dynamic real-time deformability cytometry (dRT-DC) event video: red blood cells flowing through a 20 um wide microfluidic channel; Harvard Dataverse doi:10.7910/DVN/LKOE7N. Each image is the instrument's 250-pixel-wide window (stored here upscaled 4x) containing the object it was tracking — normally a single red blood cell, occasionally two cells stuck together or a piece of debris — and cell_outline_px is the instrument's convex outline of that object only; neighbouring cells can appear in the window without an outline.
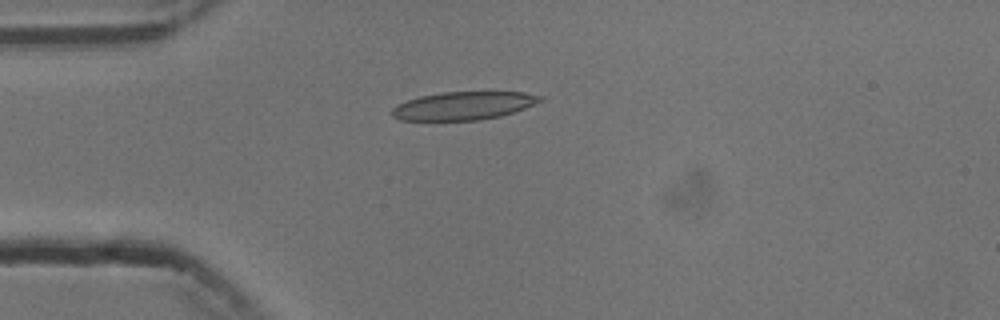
{"species": "common noctule bat (a hibernating species)", "species_latin": "Nyctalus noctula", "temperature_condition": "cold", "stored_images_in_passage": 4, "camera_frame_rate_fps": 3000, "um_per_image_px": 0.085, "animal": {"sex": "male", "body_mass_g": 13.3}, "frame": {"image": 1, "passage_image": 4, "time_ms": 3.333, "image_size_px": [1000, 320], "cell_outline_px": [[544, 100], [524, 108], [500, 116], [480, 120], [400, 120], [392, 116], [392, 108], [396, 104], [420, 96], [444, 92], [524, 92], [544, 96]], "centroid_in_image_um": [39.4, 8.98], "position_along_channel_um": 45.6, "area_um2": 24.22}}